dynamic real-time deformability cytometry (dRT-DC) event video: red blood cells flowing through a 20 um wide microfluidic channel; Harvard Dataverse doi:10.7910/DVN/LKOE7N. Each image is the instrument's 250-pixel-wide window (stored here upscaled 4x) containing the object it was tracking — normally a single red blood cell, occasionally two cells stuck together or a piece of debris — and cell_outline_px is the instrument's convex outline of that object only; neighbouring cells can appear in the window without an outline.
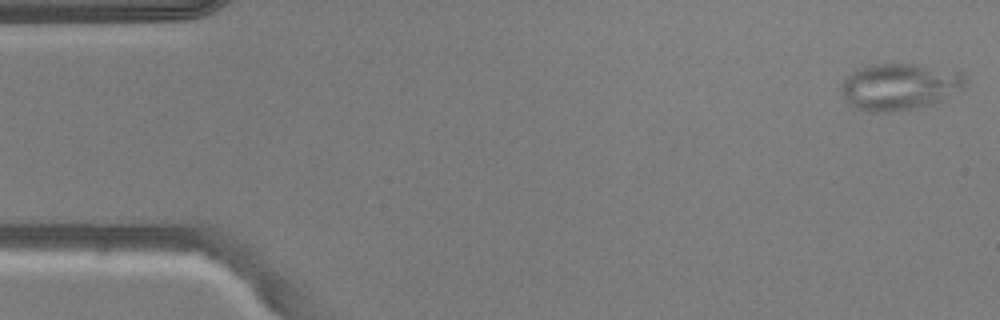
{"species": "common noctule bat (a hibernating species)", "species_latin": "Nyctalus noctula", "temperature_condition": "warm", "stored_images_in_passage": 50, "camera_frame_rate_fps": 3000, "um_per_image_px": 0.085, "animal": {"sex": "male", "body_mass_g": 20.5, "forearm_length_mm": 52.5}, "frame": {"image": 1, "passage_image": 1, "time_ms": 0.0, "image_size_px": [1000, 320], "cell_outline_px": [[968, 84], [944, 100], [936, 104], [888, 112], [868, 112], [856, 108], [848, 104], [840, 88], [840, 84], [852, 72], [868, 64], [916, 64], [960, 72], [964, 76]], "centroid_in_image_um": [76.46, 7.37], "position_along_channel_um": 8.5, "area_um2": 33.81}}
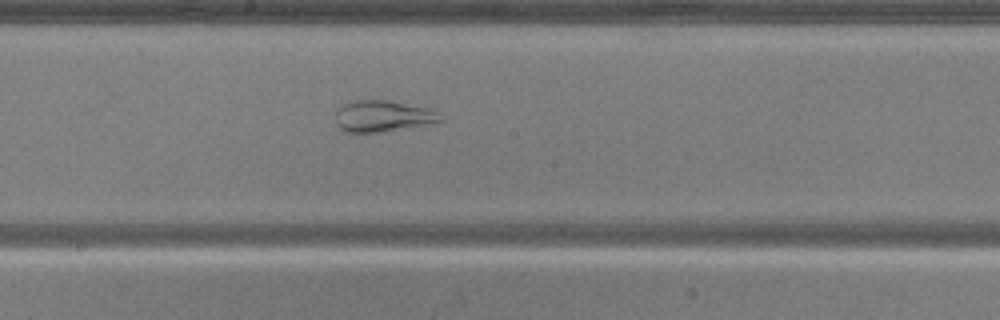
{"frame": {"image": 2, "passage_image": 26, "time_ms": 8.333, "image_size_px": [1000, 320], "cell_outline_px": [[444, 120], [376, 132], [344, 132], [336, 124], [336, 112], [340, 104], [352, 100], [388, 100], [428, 108], [436, 112]], "centroid_in_image_um": [32.42, 9.84], "position_along_channel_um": 215.8, "area_um2": 18.73}}
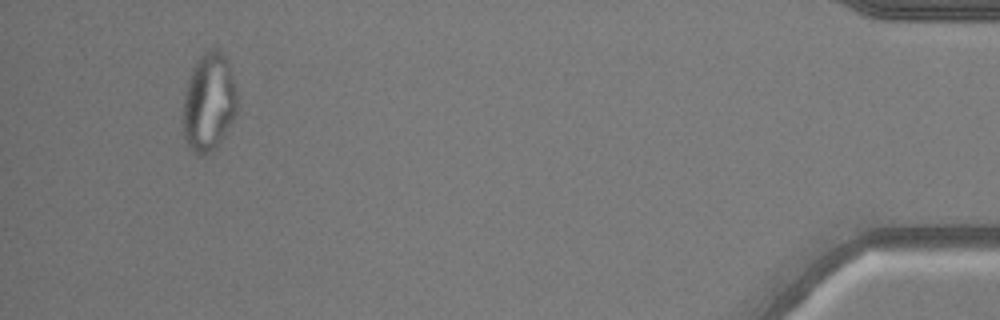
{"frame": {"image": 3, "passage_image": 47, "time_ms": 15.333, "image_size_px": [1000, 320], "cell_outline_px": [[236, 116], [220, 140], [204, 156], [196, 156], [188, 148], [184, 136], [184, 96], [188, 80], [192, 68], [196, 60], [208, 48], [220, 52], [224, 56], [228, 64], [236, 92]], "centroid_in_image_um": [17.73, 8.71], "position_along_channel_um": 417.5, "area_um2": 30.46}}